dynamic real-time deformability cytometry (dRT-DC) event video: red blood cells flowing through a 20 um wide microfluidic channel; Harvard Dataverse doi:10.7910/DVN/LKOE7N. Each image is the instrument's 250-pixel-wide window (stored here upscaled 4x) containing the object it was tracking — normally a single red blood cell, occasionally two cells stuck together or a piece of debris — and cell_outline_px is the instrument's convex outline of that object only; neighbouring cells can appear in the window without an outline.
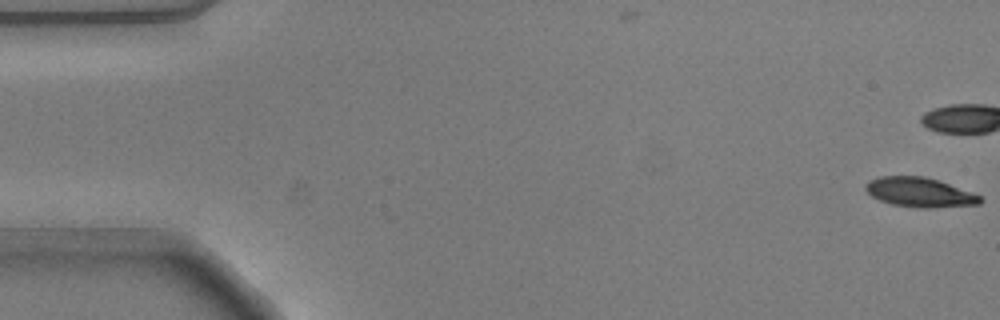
{"species": "common noctule bat (a hibernating species)", "species_latin": "Nyctalus noctula", "temperature_condition": "warm", "stored_images_in_passage": 9, "camera_frame_rate_fps": 3000, "um_per_image_px": 0.085, "animal": {"sex": "male", "body_mass_g": 20.5, "forearm_length_mm": 52.5}, "frame": {"image": 1, "passage_image": 1, "time_ms": 0.0, "image_size_px": [1000, 320], "cell_outline_px": [[984, 200], [980, 204], [928, 208], [924, 208], [892, 204], [880, 200], [872, 196], [864, 188], [868, 180], [880, 176], [924, 176], [940, 180], [972, 192], [980, 196]], "centroid_in_image_um": [78.19, 16.33], "position_along_channel_um": 6.8, "area_um2": 19.71}}